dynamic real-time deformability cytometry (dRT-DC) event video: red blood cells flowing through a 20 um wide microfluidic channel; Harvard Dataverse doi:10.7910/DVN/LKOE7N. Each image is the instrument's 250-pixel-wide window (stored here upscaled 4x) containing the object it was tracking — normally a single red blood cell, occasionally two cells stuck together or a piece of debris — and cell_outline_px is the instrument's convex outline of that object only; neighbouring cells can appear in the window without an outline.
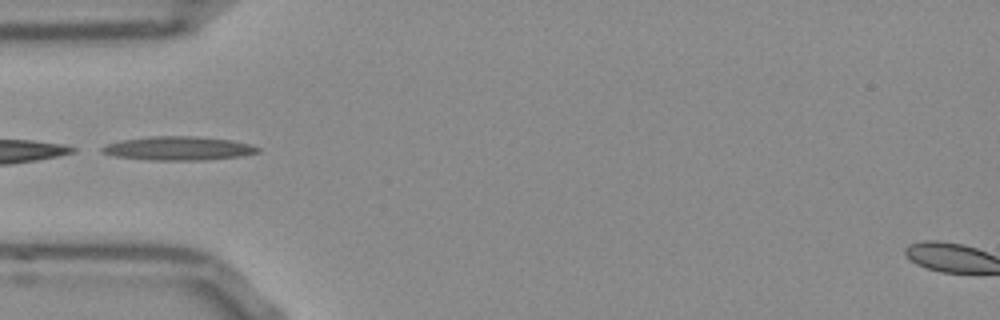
{"species": "Egyptian fruit bat (a non-hibernating species)", "species_latin": "Rousettus aegyptiacus", "temperature_condition": "room temperature", "stored_images_in_passage": 30, "camera_frame_rate_fps": 3000, "um_per_image_px": 0.085, "frame": {"image": 1, "passage_image": 1, "time_ms": 0.0, "image_size_px": [1000, 320], "cell_outline_px": [[260, 152], [240, 156], [200, 160], [156, 160], [116, 156], [100, 152], [100, 148], [108, 144], [120, 140], [148, 136], [196, 136], [232, 140], [248, 144], [260, 148]], "centroid_in_image_um": [15.15, 12.6], "position_along_channel_um": 69.8, "area_um2": 21.44}}